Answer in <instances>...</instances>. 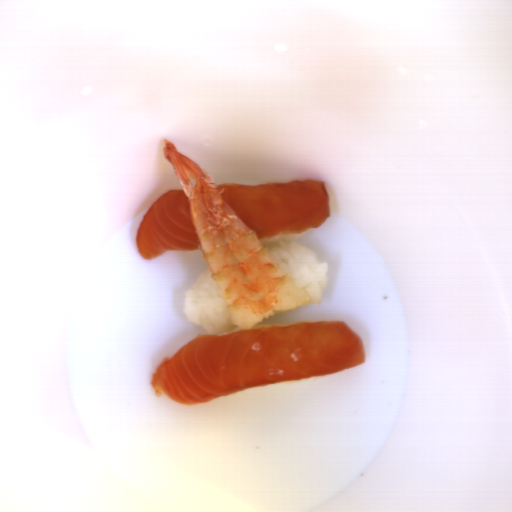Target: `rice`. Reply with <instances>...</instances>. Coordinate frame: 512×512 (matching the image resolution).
<instances>
[{
	"instance_id": "023b6e5f",
	"label": "rice",
	"mask_w": 512,
	"mask_h": 512,
	"mask_svg": "<svg viewBox=\"0 0 512 512\" xmlns=\"http://www.w3.org/2000/svg\"><path fill=\"white\" fill-rule=\"evenodd\" d=\"M181 311L192 323L203 326L208 334L224 336L243 330L234 324L228 304L209 267L183 290Z\"/></svg>"
},
{
	"instance_id": "acb35da6",
	"label": "rice",
	"mask_w": 512,
	"mask_h": 512,
	"mask_svg": "<svg viewBox=\"0 0 512 512\" xmlns=\"http://www.w3.org/2000/svg\"><path fill=\"white\" fill-rule=\"evenodd\" d=\"M224 184H240V185H245V186H260V185H264V184H261L259 182H256V181H226ZM223 184V185H224Z\"/></svg>"
},
{
	"instance_id": "652b925c",
	"label": "rice",
	"mask_w": 512,
	"mask_h": 512,
	"mask_svg": "<svg viewBox=\"0 0 512 512\" xmlns=\"http://www.w3.org/2000/svg\"><path fill=\"white\" fill-rule=\"evenodd\" d=\"M308 230L258 241L292 281L308 292L311 298L309 304H317L322 300L327 285L329 264L326 261L320 262L313 250L297 243Z\"/></svg>"
},
{
	"instance_id": "8eca5e8b",
	"label": "rice",
	"mask_w": 512,
	"mask_h": 512,
	"mask_svg": "<svg viewBox=\"0 0 512 512\" xmlns=\"http://www.w3.org/2000/svg\"><path fill=\"white\" fill-rule=\"evenodd\" d=\"M290 324H283V323H255L254 326L251 329H264L269 327H284Z\"/></svg>"
}]
</instances>
